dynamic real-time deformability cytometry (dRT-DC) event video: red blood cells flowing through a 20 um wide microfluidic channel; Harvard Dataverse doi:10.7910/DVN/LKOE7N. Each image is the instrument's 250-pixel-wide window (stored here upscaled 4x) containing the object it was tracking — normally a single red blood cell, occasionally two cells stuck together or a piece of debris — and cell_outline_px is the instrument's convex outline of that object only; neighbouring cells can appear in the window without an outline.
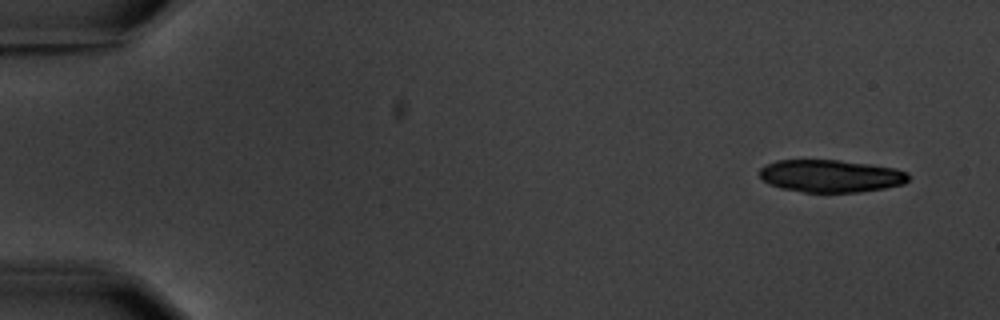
{"species": "common noctule bat (a hibernating species)", "species_latin": "Nyctalus noctula", "temperature_condition": "warm", "stored_images_in_passage": 6, "camera_frame_rate_fps": 3000, "um_per_image_px": 0.085, "animal": {"sex": "male", "body_mass_g": 20.1, "forearm_length_mm": 53.5}, "frame": {"image": 1, "passage_image": 1, "time_ms": 0.0, "image_size_px": [1000, 320], "cell_outline_px": [[908, 180], [904, 184], [884, 188], [860, 192], [804, 192], [780, 188], [768, 184], [760, 176], [760, 168], [776, 160], [840, 160], [896, 168], [908, 172]], "centroid_in_image_um": [70.62, 14.96], "position_along_channel_um": 14.4, "area_um2": 28.21}}